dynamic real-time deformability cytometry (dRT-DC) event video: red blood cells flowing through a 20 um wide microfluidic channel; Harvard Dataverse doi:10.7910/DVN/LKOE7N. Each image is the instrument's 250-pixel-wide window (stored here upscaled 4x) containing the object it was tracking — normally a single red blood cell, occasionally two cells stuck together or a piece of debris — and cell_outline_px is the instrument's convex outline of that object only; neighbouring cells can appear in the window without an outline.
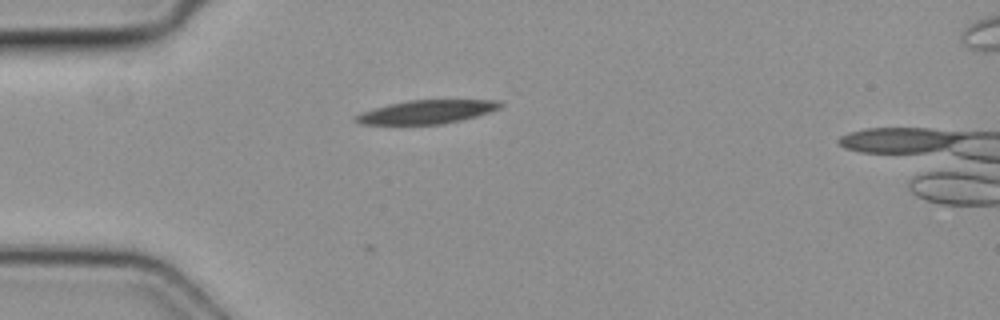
{"species": "common noctule bat (a hibernating species)", "species_latin": "Nyctalus noctula", "temperature_condition": "cold", "stored_images_in_passage": 2, "camera_frame_rate_fps": 3000, "um_per_image_px": 0.085, "animal": {"sex": "female", "body_mass_g": 19.3, "forearm_length_mm": 54.1}, "frame": {"image": 1, "passage_image": 2, "time_ms": 0.333, "image_size_px": [1000, 320], "cell_outline_px": [[504, 104], [500, 108], [476, 116], [460, 120], [440, 124], [360, 124], [352, 120], [352, 116], [388, 104], [408, 100], [500, 100]], "centroid_in_image_um": [36.26, 9.5], "position_along_channel_um": 48.7, "area_um2": 19.71}}